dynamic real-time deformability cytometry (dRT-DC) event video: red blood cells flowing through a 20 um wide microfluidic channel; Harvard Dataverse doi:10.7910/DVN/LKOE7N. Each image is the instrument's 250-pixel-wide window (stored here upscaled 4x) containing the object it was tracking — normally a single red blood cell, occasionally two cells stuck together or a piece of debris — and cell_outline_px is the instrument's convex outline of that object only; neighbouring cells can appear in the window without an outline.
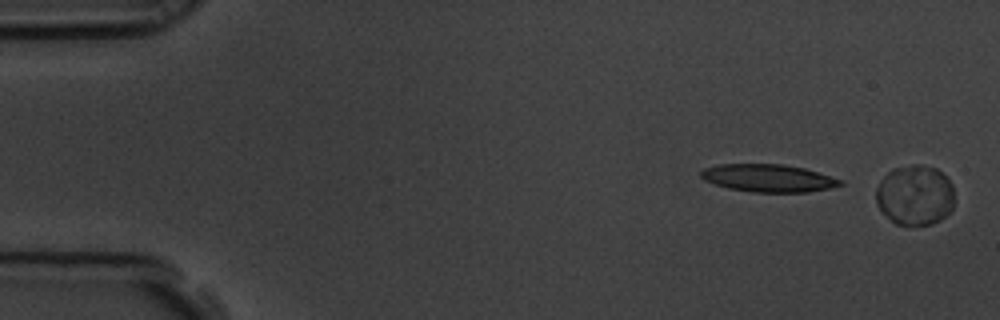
{"species": "common noctule bat (a hibernating species)", "species_latin": "Nyctalus noctula", "temperature_condition": "room temperature", "stored_images_in_passage": 9, "camera_frame_rate_fps": 3000, "um_per_image_px": 0.085, "animal": {"sex": "male", "body_mass_g": 19.5, "forearm_length_mm": 54.6}, "frame": {"image": 1, "passage_image": 1, "time_ms": 0.0, "image_size_px": [1000, 320], "cell_outline_px": [[952, 208], [940, 220], [932, 224], [896, 224], [876, 204], [876, 188], [880, 180], [892, 168], [912, 164], [920, 164], [936, 168], [952, 184]], "centroid_in_image_um": [77.74, 16.56], "position_along_channel_um": 7.3, "area_um2": 27.17}}